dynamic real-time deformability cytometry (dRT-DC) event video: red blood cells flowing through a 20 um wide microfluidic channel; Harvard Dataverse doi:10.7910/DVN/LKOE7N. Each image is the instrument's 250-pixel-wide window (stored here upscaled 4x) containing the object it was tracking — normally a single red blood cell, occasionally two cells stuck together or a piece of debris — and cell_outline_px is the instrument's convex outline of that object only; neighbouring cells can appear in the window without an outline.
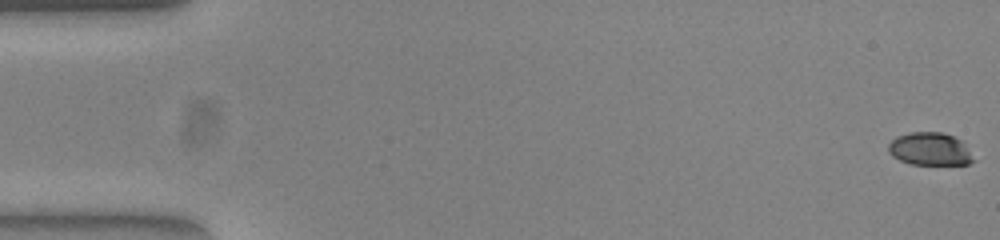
{"species": "common noctule bat (a hibernating species)", "species_latin": "Nyctalus noctula", "temperature_condition": "warm", "stored_images_in_passage": 53, "camera_frame_rate_fps": 3000, "um_per_image_px": 0.085, "animal": {"sex": "female", "body_mass_g": 23.0, "forearm_length_mm": 53.4}, "frame": {"image": 1, "passage_image": 1, "time_ms": 0.0, "image_size_px": [1000, 240], "cell_outline_px": [[976, 160], [968, 164], [908, 164], [892, 156], [888, 152], [888, 144], [896, 136], [908, 132], [944, 132], [960, 140]], "centroid_in_image_um": [79.01, 12.66], "position_along_channel_um": 6.0, "area_um2": 16.3}}
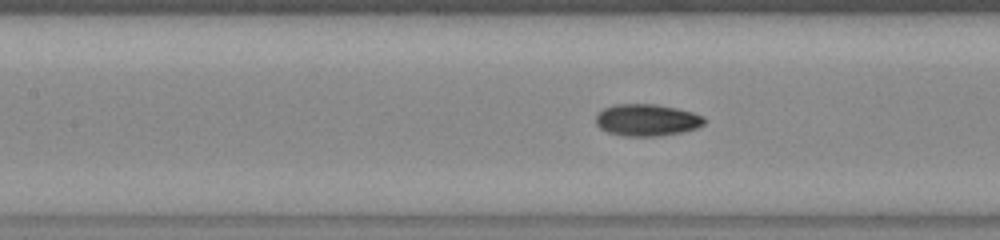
{"frame": {"image": 2, "passage_image": 24, "time_ms": 7.667, "image_size_px": [1000, 240], "cell_outline_px": [[708, 120], [704, 124], [696, 128], [680, 132], [660, 136], [624, 136], [608, 132], [600, 128], [596, 124], [596, 116], [604, 108], [612, 104], [656, 104], [676, 108], [692, 112], [704, 116]], "centroid_in_image_um": [55.0, 10.2], "position_along_channel_um": 152.4, "area_um2": 20.23}}
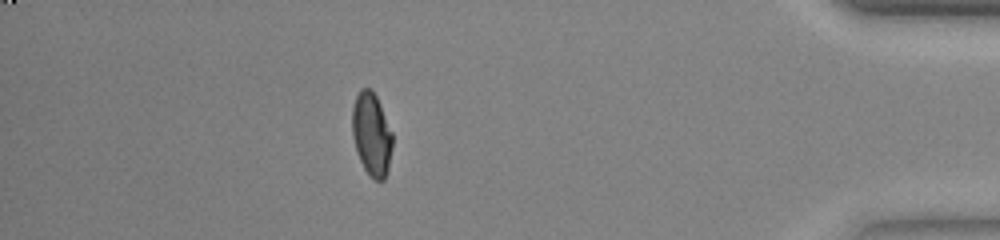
{"frame": {"image": 3, "passage_image": 47, "time_ms": 15.333, "image_size_px": [1000, 240], "cell_outline_px": [[392, 148], [388, 168], [384, 180], [372, 180], [368, 176], [356, 152], [352, 136], [352, 108], [356, 96], [360, 88], [368, 88], [376, 96], [380, 104], [392, 132]], "centroid_in_image_um": [31.57, 11.44], "position_along_channel_um": 403.6, "area_um2": 19.59}, "authors_computed_cell_mechanics": {"area_um2": 19.363, "velocity_mm_per_s": 3.911, "shape_relaxation_time_tau1_ms": 8.9751, "shape_relaxation_time_tau2_ms": 1.4499, "deformation_change_tau1": 0.266, "deformation_change_tau2": 0.0575}}